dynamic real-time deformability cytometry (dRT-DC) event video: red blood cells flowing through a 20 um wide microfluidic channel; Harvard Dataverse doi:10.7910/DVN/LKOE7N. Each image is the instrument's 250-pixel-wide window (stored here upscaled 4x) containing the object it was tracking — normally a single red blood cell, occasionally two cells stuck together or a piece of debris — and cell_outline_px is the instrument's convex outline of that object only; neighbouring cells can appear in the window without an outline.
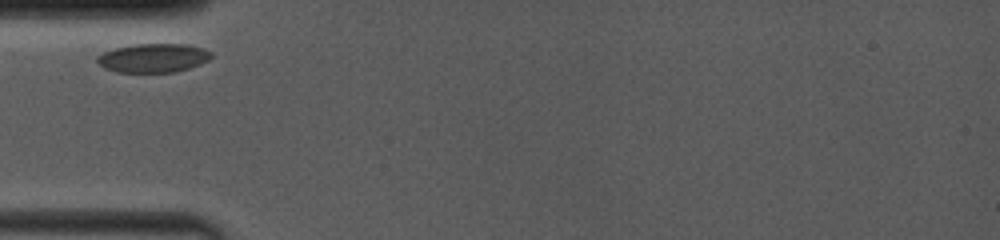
{"species": "common noctule bat (a hibernating species)", "species_latin": "Nyctalus noctula", "temperature_condition": "room temperature", "stored_images_in_passage": 40, "camera_frame_rate_fps": 4000, "um_per_image_px": 0.085, "animal": {"sex": "female", "body_mass_g": 19.0, "forearm_length_mm": 53.3}, "frame": {"image": 1, "passage_image": 1, "time_ms": 0.0, "image_size_px": [1000, 240], "cell_outline_px": [[212, 56], [208, 60], [200, 64], [176, 72], [116, 72], [104, 68], [96, 60], [96, 56], [104, 52], [116, 48], [132, 44], [188, 44], [204, 48], [212, 52]], "centroid_in_image_um": [13.04, 4.92], "position_along_channel_um": 72.0, "area_um2": 19.25}}
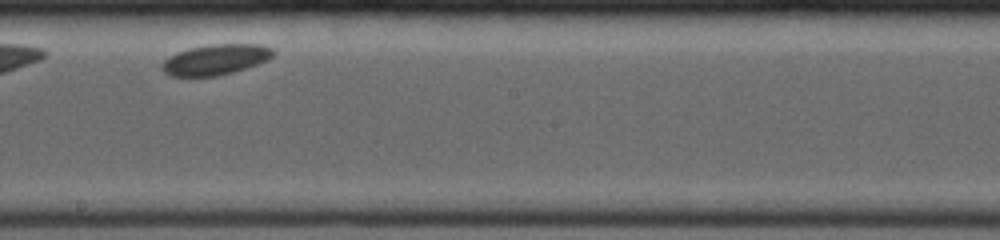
{"frame": {"image": 2, "passage_image": 24, "time_ms": 4.5, "image_size_px": [1000, 240], "cell_outline_px": [[276, 52], [268, 60], [232, 72], [216, 76], [168, 76], [160, 68], [160, 64], [168, 56], [176, 52], [188, 48], [212, 44], [264, 44], [272, 48]], "centroid_in_image_um": [18.29, 5.05], "position_along_channel_um": 229.9, "area_um2": 19.94}}
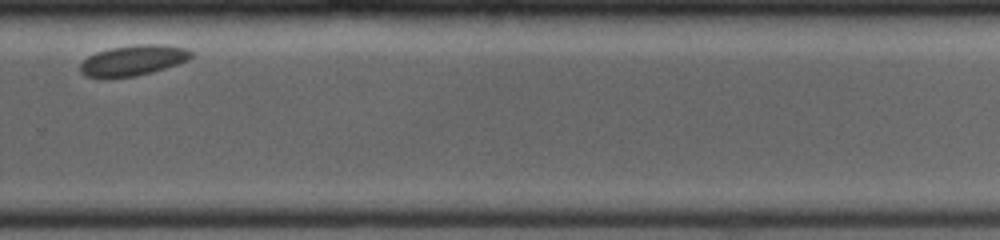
{"frame": {"image": 3, "passage_image": 35, "time_ms": 7.0, "image_size_px": [1000, 240], "cell_outline_px": [[192, 56], [188, 60], [152, 72], [136, 76], [84, 76], [80, 72], [80, 64], [88, 56], [96, 52], [112, 48], [136, 44], [164, 44], [188, 48], [192, 52]], "centroid_in_image_um": [11.35, 5.1], "position_along_channel_um": 318.4, "area_um2": 19.42}}